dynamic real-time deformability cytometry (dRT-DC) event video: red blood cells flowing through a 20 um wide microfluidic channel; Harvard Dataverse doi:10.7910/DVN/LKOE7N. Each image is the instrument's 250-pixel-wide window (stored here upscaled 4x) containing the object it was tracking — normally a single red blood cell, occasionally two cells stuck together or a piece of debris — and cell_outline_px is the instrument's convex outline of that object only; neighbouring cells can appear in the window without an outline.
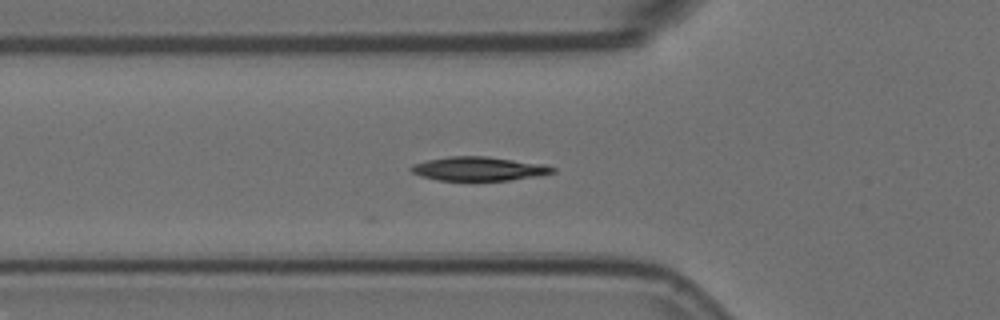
{"species": "Egyptian fruit bat (a non-hibernating species)", "species_latin": "Rousettus aegyptiacus", "temperature_condition": "room temperature", "stored_images_in_passage": 2, "camera_frame_rate_fps": 3000, "um_per_image_px": 0.085, "animal": {"sex": "female"}, "frame": {"image": 1, "passage_image": 2, "time_ms": 0.333, "image_size_px": [1000, 320], "cell_outline_px": [[556, 172], [544, 176], [508, 180], [436, 180], [420, 176], [412, 172], [408, 168], [412, 164], [428, 160], [448, 156], [484, 156], [540, 164], [556, 168]], "centroid_in_image_um": [40.68, 14.35], "position_along_channel_um": 85.1, "area_um2": 19.71}}